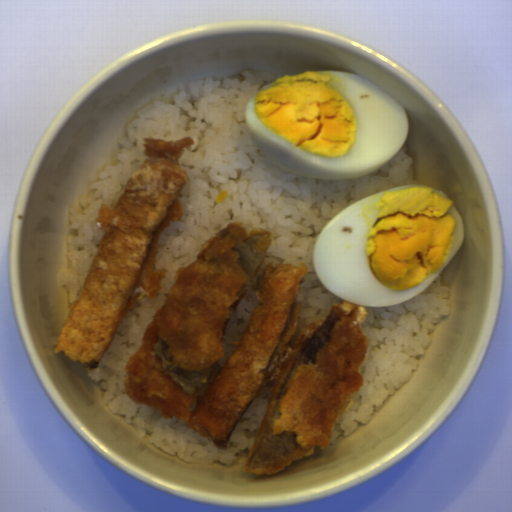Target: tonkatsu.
<instances>
[{"label":"tonkatsu","mask_w":512,"mask_h":512,"mask_svg":"<svg viewBox=\"0 0 512 512\" xmlns=\"http://www.w3.org/2000/svg\"><path fill=\"white\" fill-rule=\"evenodd\" d=\"M266 228L230 222L180 266L162 307L146 324L125 365L134 404L159 409L227 450L255 398H270L242 469L274 475L328 447L333 429L362 389L368 351L364 305L346 300L298 328L305 263L265 265L255 303L234 351L224 358L225 329L271 248ZM202 393V394H201Z\"/></svg>","instance_id":"d4beea91"},{"label":"tonkatsu","mask_w":512,"mask_h":512,"mask_svg":"<svg viewBox=\"0 0 512 512\" xmlns=\"http://www.w3.org/2000/svg\"><path fill=\"white\" fill-rule=\"evenodd\" d=\"M146 160L130 177L117 205L103 203L95 221L103 232L86 278L54 345L70 361L96 369L122 319L160 289L155 268L159 238L181 220L179 201L189 175L180 164L195 140L143 138Z\"/></svg>","instance_id":"3a3dc1c2"}]
</instances>
